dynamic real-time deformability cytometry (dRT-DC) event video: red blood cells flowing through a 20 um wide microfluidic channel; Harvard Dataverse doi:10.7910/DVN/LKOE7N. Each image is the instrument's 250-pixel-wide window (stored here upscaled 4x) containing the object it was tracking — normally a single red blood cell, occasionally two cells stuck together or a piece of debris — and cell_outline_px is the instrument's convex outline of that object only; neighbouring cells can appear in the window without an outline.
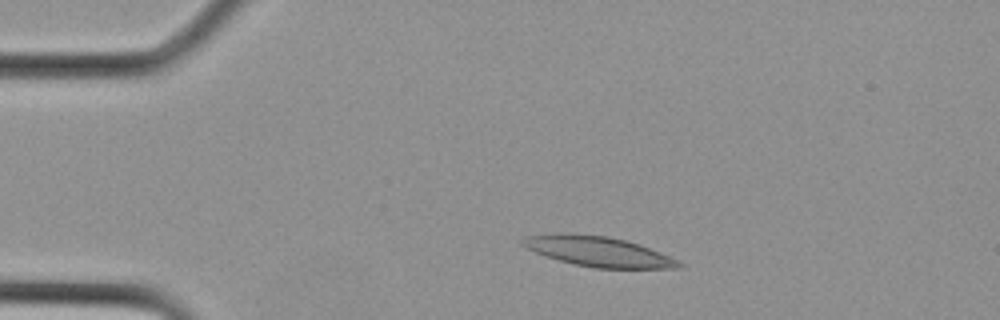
{"species": "Egyptian fruit bat (a non-hibernating species)", "species_latin": "Rousettus aegyptiacus", "temperature_condition": "cold", "stored_images_in_passage": 11, "camera_frame_rate_fps": 3000, "um_per_image_px": 0.085, "animal": {"sex": "female"}, "frame": {"image": 1, "passage_image": 1, "time_ms": 0.0, "image_size_px": [1000, 320], "cell_outline_px": [[684, 264], [680, 268], [596, 268], [576, 264], [560, 260], [536, 252], [520, 244], [528, 236], [608, 236], [640, 244], [660, 252]], "centroid_in_image_um": [51.0, 21.43], "position_along_channel_um": 34.0, "area_um2": 25.78}}
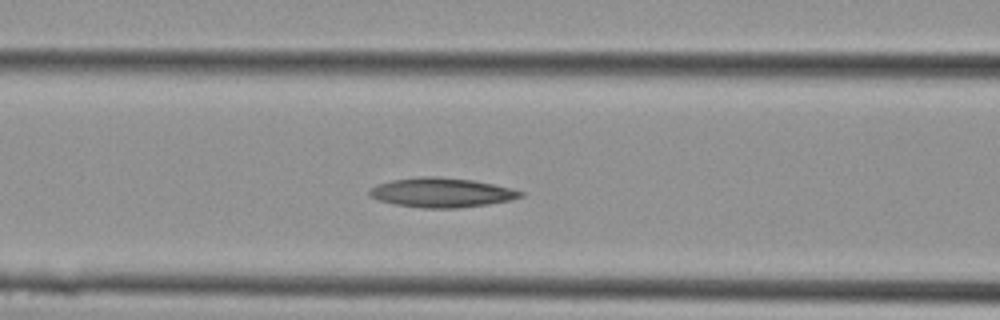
{"frame": {"image": 2, "passage_image": 7, "time_ms": 2.0, "image_size_px": [1000, 320], "cell_outline_px": [[524, 196], [512, 200], [488, 204], [456, 208], [420, 208], [396, 204], [380, 200], [368, 196], [368, 188], [376, 184], [392, 180], [420, 176], [436, 176], [472, 180], [512, 188], [524, 192]], "centroid_in_image_um": [37.52, 16.36], "position_along_channel_um": 129.1, "area_um2": 26.07}}
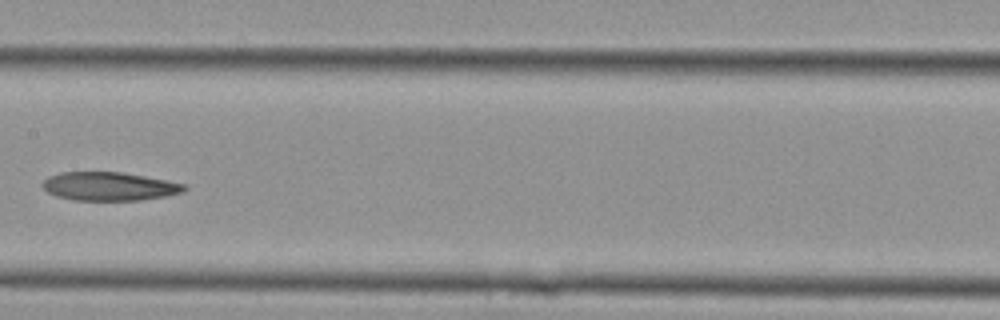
{"frame": {"image": 3, "passage_image": 10, "time_ms": 3.0, "image_size_px": [1000, 320], "cell_outline_px": [[188, 188], [184, 192], [168, 196], [140, 200], [72, 200], [56, 196], [48, 192], [40, 184], [48, 176], [60, 172], [124, 172], [188, 184]], "centroid_in_image_um": [9.32, 15.84], "position_along_channel_um": 198.1, "area_um2": 23.87}}